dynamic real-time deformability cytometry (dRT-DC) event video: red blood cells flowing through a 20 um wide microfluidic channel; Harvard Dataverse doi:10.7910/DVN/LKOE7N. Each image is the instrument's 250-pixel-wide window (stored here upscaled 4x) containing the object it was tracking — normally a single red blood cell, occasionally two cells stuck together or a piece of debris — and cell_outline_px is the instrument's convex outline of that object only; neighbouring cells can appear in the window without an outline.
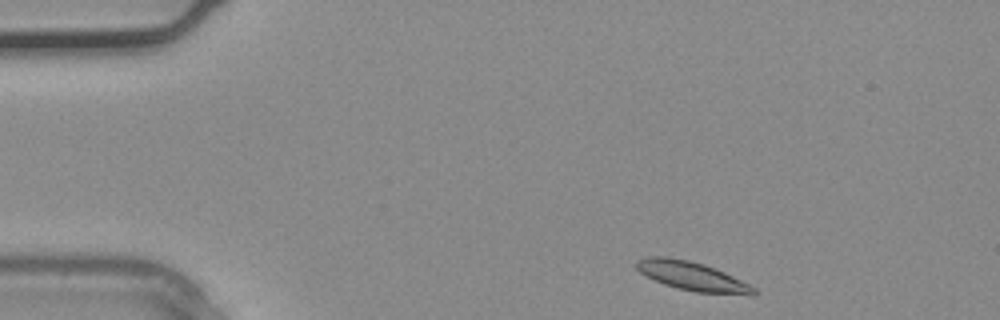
{"species": "common noctule bat (a hibernating species)", "species_latin": "Nyctalus noctula", "temperature_condition": "warm", "stored_images_in_passage": 3, "camera_frame_rate_fps": 3000, "um_per_image_px": 0.085, "animal": {"sex": "male", "body_mass_g": 20.4}, "frame": {"image": 1, "passage_image": 3, "time_ms": 0.667, "image_size_px": [1000, 320], "cell_outline_px": [[756, 296], [752, 296], [696, 292], [676, 288], [664, 284], [640, 272], [636, 268], [636, 260], [648, 256], [668, 256], [688, 260], [704, 264], [724, 272], [756, 288]], "centroid_in_image_um": [58.85, 23.48], "position_along_channel_um": 26.1, "area_um2": 19.83}}